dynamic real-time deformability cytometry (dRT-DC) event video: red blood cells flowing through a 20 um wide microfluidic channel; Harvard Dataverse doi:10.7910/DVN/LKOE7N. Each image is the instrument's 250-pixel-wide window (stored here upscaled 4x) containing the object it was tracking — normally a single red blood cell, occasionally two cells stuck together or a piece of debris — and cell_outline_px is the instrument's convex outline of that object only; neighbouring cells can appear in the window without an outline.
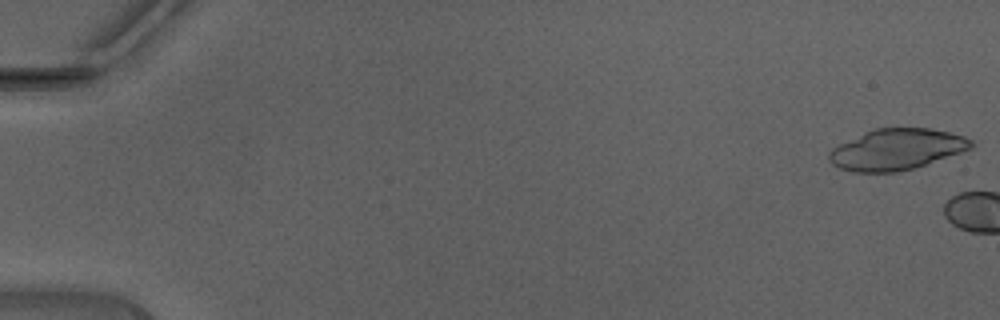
{"species": "Egyptian fruit bat (a non-hibernating species)", "species_latin": "Rousettus aegyptiacus", "temperature_condition": "warm", "stored_images_in_passage": 4, "camera_frame_rate_fps": 3000, "um_per_image_px": 0.085, "animal": {"sex": "male"}, "frame": {"image": 1, "passage_image": 1, "time_ms": 0.0, "image_size_px": [1000, 320], "cell_outline_px": [[976, 144], [972, 148], [912, 168], [896, 172], [856, 172], [840, 168], [832, 164], [828, 160], [828, 152], [832, 148], [872, 128], [928, 128], [948, 132], [964, 136], [972, 140]], "centroid_in_image_um": [76.19, 12.69], "position_along_channel_um": 8.8, "area_um2": 33.64}}